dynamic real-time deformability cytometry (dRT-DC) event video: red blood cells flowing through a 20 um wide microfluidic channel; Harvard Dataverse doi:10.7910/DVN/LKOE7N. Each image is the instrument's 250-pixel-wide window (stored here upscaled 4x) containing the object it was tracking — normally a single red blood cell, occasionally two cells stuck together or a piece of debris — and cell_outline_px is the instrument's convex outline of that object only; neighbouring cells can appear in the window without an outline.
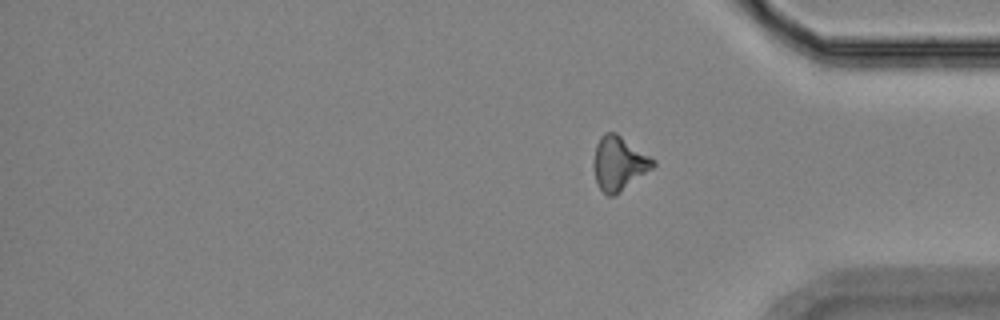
{"species": "Egyptian fruit bat (a non-hibernating species)", "species_latin": "Rousettus aegyptiacus", "temperature_condition": "room temperature", "stored_images_in_passage": 17, "segment_of_instrument_passage": [2, 2], "camera_frame_rate_fps": 3000, "um_per_image_px": 0.085, "animal": {"sex": "female"}, "frame": {"image": 1, "passage_image": 17, "time_ms": 18.333, "image_size_px": [1000, 320], "cell_outline_px": [[656, 164], [652, 168], [612, 196], [608, 196], [596, 184], [592, 164], [592, 160], [596, 144], [600, 136], [604, 132], [616, 132], [656, 160]], "centroid_in_image_um": [52.56, 13.84], "position_along_channel_um": 382.6, "area_um2": 18.61}}